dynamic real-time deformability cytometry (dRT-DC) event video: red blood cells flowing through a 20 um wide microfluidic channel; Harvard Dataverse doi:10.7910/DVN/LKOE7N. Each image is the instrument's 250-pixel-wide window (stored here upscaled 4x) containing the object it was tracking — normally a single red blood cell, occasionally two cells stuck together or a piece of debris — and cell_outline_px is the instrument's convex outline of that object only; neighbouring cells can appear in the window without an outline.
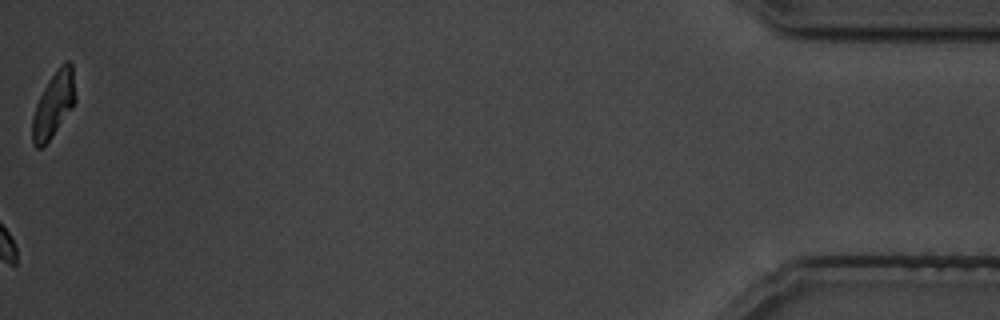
{"species": "common noctule bat (a hibernating species)", "species_latin": "Nyctalus noctula", "temperature_condition": "cold", "stored_images_in_passage": 31, "camera_frame_rate_fps": 3000, "um_per_image_px": 0.085, "animal": {"sex": "male", "body_mass_g": 19.5, "forearm_length_mm": 54.6}, "frame": {"image": 1, "passage_image": 31, "time_ms": 37.333, "image_size_px": [1000, 320], "cell_outline_px": [[76, 100], [72, 108], [52, 136], [40, 148], [36, 148], [32, 144], [32, 116], [36, 104], [48, 80], [56, 68], [60, 64], [68, 60], [72, 64], [76, 96]], "centroid_in_image_um": [4.56, 8.85], "position_along_channel_um": 430.6, "area_um2": 16.42}}